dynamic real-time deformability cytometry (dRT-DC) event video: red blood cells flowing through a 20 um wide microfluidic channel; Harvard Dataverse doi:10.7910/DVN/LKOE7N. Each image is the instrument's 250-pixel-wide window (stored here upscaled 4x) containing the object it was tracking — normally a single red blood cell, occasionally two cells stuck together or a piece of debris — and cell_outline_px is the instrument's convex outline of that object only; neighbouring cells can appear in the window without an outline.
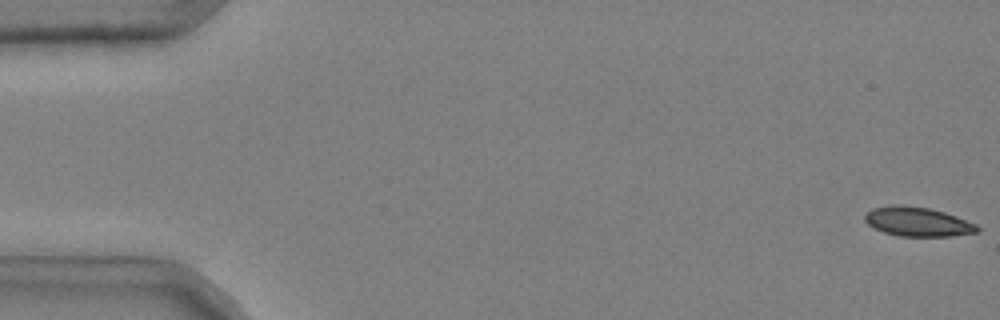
{"species": "common noctule bat (a hibernating species)", "species_latin": "Nyctalus noctula", "temperature_condition": "cold", "stored_images_in_passage": 15, "camera_frame_rate_fps": 3000, "um_per_image_px": 0.085, "animal": {"sex": "male", "body_mass_g": 20.4}, "frame": {"image": 1, "passage_image": 1, "time_ms": 0.0, "image_size_px": [1000, 320], "cell_outline_px": [[980, 232], [948, 236], [900, 236], [884, 232], [868, 224], [864, 220], [864, 216], [872, 208], [892, 204], [900, 204], [928, 208], [944, 212], [956, 216], [976, 224], [980, 228]], "centroid_in_image_um": [78.0, 18.84], "position_along_channel_um": 7.0, "area_um2": 19.13}}